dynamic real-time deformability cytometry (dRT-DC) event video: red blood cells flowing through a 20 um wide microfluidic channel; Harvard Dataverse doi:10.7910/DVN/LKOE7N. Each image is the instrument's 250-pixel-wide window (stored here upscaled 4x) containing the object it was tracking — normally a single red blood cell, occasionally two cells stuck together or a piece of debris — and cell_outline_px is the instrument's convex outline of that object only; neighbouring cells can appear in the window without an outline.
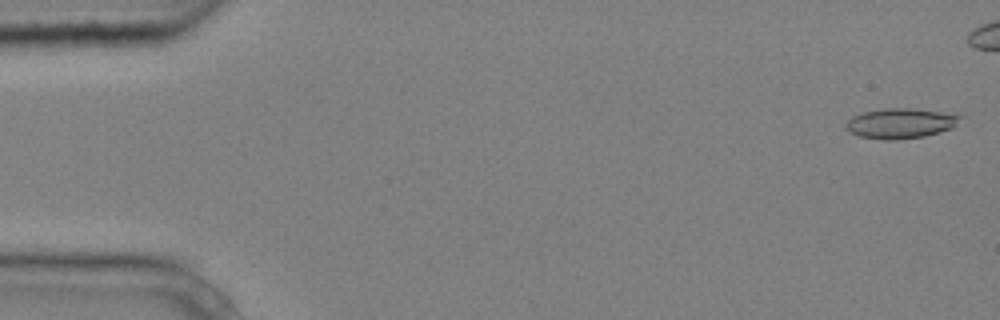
{"species": "common noctule bat (a hibernating species)", "species_latin": "Nyctalus noctula", "temperature_condition": "cold", "stored_images_in_passage": 6, "camera_frame_rate_fps": 3000, "um_per_image_px": 0.085, "animal": {"sex": "male", "body_mass_g": 20.4}, "frame": {"image": 1, "passage_image": 1, "time_ms": 0.0, "image_size_px": [1000, 320], "cell_outline_px": [[960, 116], [956, 124], [952, 128], [940, 132], [924, 136], [896, 140], [880, 140], [860, 136], [848, 132], [844, 128], [844, 124], [852, 116], [864, 112], [884, 108], [908, 108], [956, 112]], "centroid_in_image_um": [76.53, 10.48], "position_along_channel_um": 8.5, "area_um2": 20.4}}
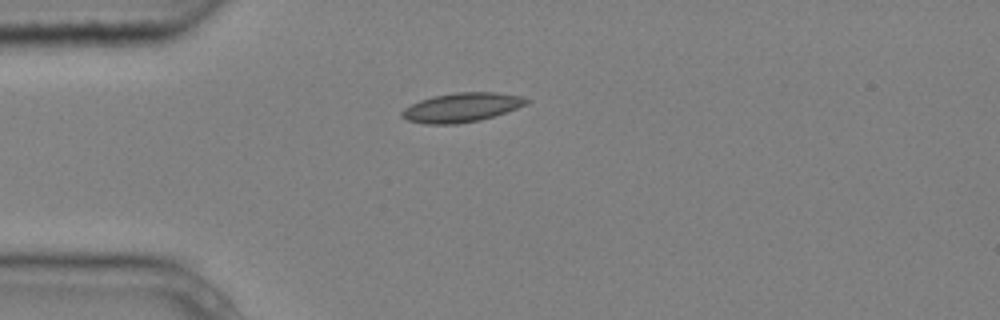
{"frame": {"image": 2, "passage_image": 6, "time_ms": 1.667, "image_size_px": [1000, 320], "cell_outline_px": [[532, 100], [528, 104], [480, 120], [456, 124], [424, 124], [408, 120], [400, 116], [400, 112], [404, 108], [420, 100], [432, 96], [456, 92], [496, 92], [520, 96]], "centroid_in_image_um": [39.22, 9.13], "position_along_channel_um": 45.8, "area_um2": 21.15}}